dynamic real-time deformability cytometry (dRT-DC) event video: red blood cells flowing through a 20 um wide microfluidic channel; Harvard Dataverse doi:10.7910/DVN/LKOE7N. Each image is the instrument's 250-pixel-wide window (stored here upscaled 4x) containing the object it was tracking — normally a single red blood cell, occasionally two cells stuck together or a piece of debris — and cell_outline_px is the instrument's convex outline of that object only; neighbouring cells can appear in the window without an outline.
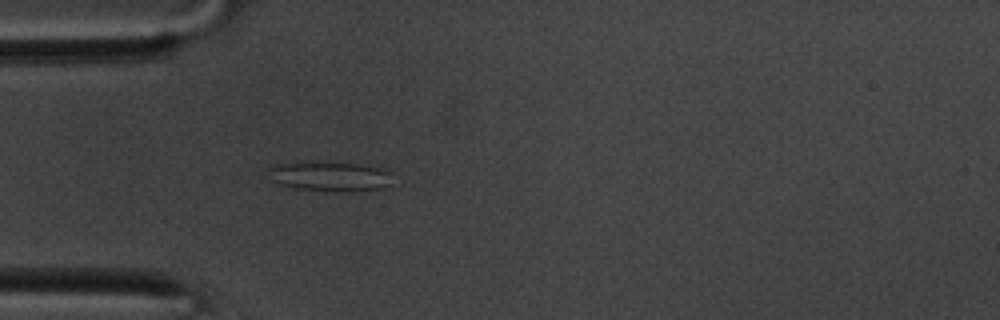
{"species": "common noctule bat (a hibernating species)", "species_latin": "Nyctalus noctula", "temperature_condition": "room temperature", "stored_images_in_passage": 54, "camera_frame_rate_fps": 3000, "um_per_image_px": 0.085, "animal": {"sex": "male", "body_mass_g": 20.1, "forearm_length_mm": 53.5}, "frame": {"image": 1, "passage_image": 16, "time_ms": 5.0, "image_size_px": [1000, 320], "cell_outline_px": [[392, 184], [384, 188], [356, 192], [352, 192], [296, 188], [276, 184], [268, 180], [264, 168], [268, 164], [296, 160], [304, 160], [360, 164], [388, 168], [392, 172]], "centroid_in_image_um": [27.95, 14.94], "position_along_channel_um": 57.1, "area_um2": 23.18}}
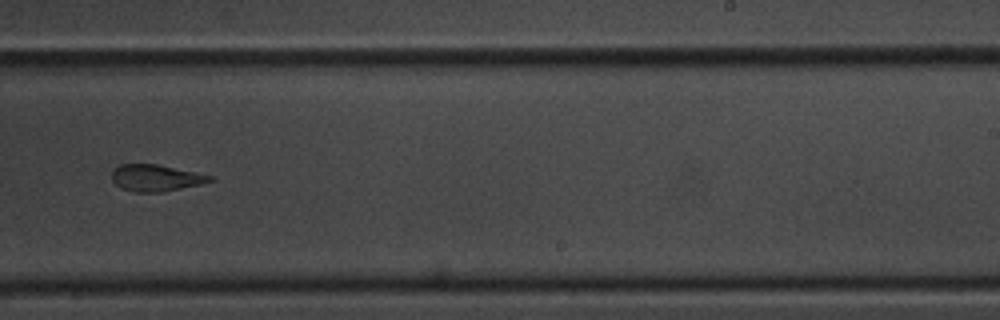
{"frame": {"image": 2, "passage_image": 34, "time_ms": 11.0, "image_size_px": [1000, 320], "cell_outline_px": [[212, 180], [200, 184], [164, 192], [132, 192], [120, 188], [112, 180], [112, 172], [120, 164], [156, 164], [196, 172], [212, 176]], "centroid_in_image_um": [13.21, 15.13], "position_along_channel_um": 275.8, "area_um2": 15.14}}
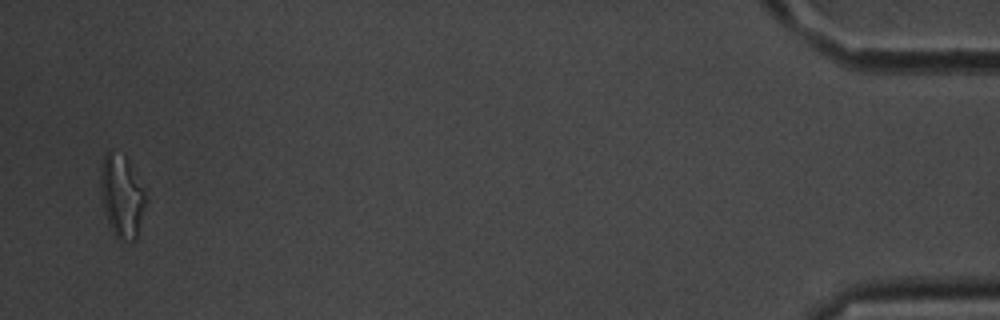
{"frame": {"image": 3, "passage_image": 53, "time_ms": 17.333, "image_size_px": [1000, 320], "cell_outline_px": [[148, 200], [136, 240], [132, 244], [120, 240], [112, 232], [104, 212], [100, 192], [100, 168], [104, 156], [108, 152], [124, 156], [144, 192]], "centroid_in_image_um": [10.35, 16.79], "position_along_channel_um": 424.9, "area_um2": 21.62}, "authors_computed_cell_mechanics": {"area_um2": 17.4556, "velocity_mm_per_s": 3.7054, "shape_relaxation_time_tau1_ms": null, "shape_relaxation_time_tau2_ms": 3.4824, "deformation_change_tau1": null, "deformation_change_tau2": 0.1202}}